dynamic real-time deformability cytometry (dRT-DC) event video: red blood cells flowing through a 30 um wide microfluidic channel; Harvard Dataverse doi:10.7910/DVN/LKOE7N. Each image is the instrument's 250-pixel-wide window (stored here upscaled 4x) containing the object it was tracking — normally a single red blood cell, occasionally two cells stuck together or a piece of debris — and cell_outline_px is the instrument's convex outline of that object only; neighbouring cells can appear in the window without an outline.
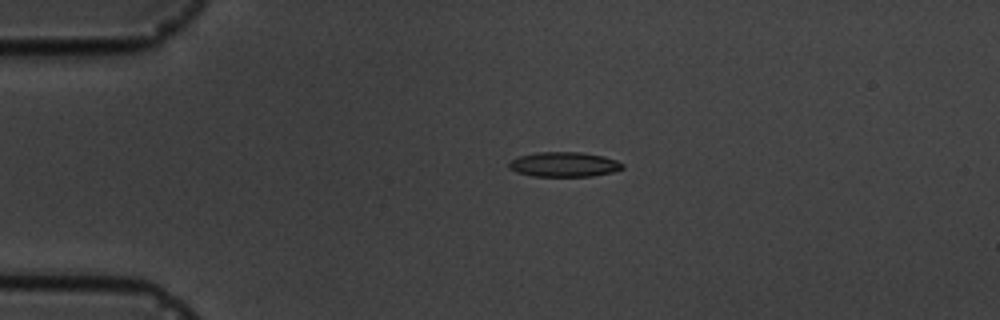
{"species": "common noctule bat (a hibernating species)", "species_latin": "Nyctalus noctula", "temperature_condition": "cold", "stored_images_in_passage": 6, "segment_of_instrument_passage": [1, 2], "camera_frame_rate_fps": 3000, "um_per_image_px": 0.085, "animal": {"sex": "male", "body_mass_g": 19.5, "forearm_length_mm": 54.6}, "frame": {"image": 1, "passage_image": 4, "time_ms": 3.333, "image_size_px": [1000, 320], "cell_outline_px": [[624, 168], [612, 172], [592, 176], [532, 176], [516, 172], [508, 168], [508, 164], [512, 160], [520, 156], [536, 152], [580, 152], [604, 156], [616, 160], [624, 164]], "centroid_in_image_um": [47.95, 13.97], "position_along_channel_um": 37.1, "area_um2": 16.42}}